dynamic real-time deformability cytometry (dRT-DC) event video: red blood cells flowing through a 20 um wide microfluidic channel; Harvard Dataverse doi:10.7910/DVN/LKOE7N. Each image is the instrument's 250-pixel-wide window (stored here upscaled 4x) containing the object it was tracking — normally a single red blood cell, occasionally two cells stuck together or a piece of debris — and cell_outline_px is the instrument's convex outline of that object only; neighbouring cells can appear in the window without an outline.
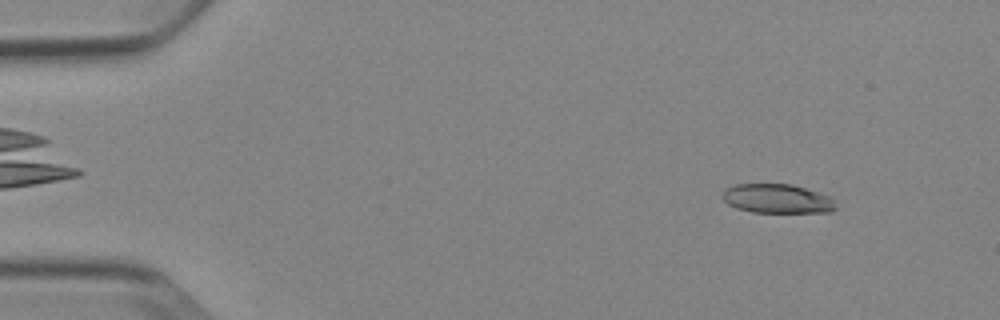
{"species": "Egyptian fruit bat (a non-hibernating species)", "species_latin": "Rousettus aegyptiacus", "temperature_condition": "cold", "stored_images_in_passage": 53, "camera_frame_rate_fps": 3000, "um_per_image_px": 0.085, "animal": {"sex": "female"}, "frame": {"image": 1, "passage_image": 6, "time_ms": 1.667, "image_size_px": [1000, 320], "cell_outline_px": [[836, 208], [832, 212], [752, 212], [736, 208], [728, 204], [720, 196], [724, 188], [736, 184], [792, 184], [832, 196]], "centroid_in_image_um": [66.05, 16.88], "position_along_channel_um": 19.0, "area_um2": 19.48}}
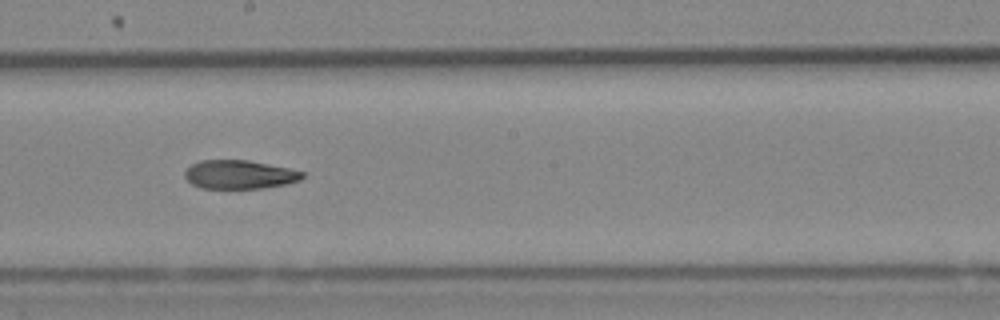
{"frame": {"image": 2, "passage_image": 30, "time_ms": 9.667, "image_size_px": [1000, 320], "cell_outline_px": [[304, 176], [300, 180], [288, 184], [260, 188], [200, 188], [192, 184], [184, 176], [184, 172], [192, 164], [200, 160], [248, 160], [288, 168], [304, 172]], "centroid_in_image_um": [20.35, 14.83], "position_along_channel_um": 227.8, "area_um2": 19.59}}
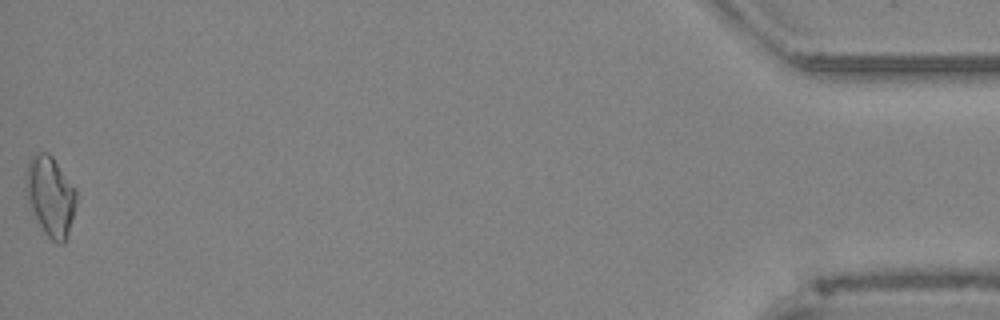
{"frame": {"image": 3, "passage_image": 53, "time_ms": 17.333, "image_size_px": [1000, 320], "cell_outline_px": [[76, 208], [64, 244], [60, 244], [52, 240], [44, 232], [28, 200], [24, 172], [28, 160], [36, 152], [48, 152], [52, 156], [76, 188]], "centroid_in_image_um": [4.29, 16.62], "position_along_channel_um": 430.9, "area_um2": 23.35}, "authors_computed_cell_mechanics": {"area_um2": 20.519, "velocity_mm_per_s": 3.8583, "shape_relaxation_time_tau1_ms": 6.2421, "shape_relaxation_time_tau2_ms": 7.2882, "deformation_change_tau1": 0.1683, "deformation_change_tau2": 0.1805}}